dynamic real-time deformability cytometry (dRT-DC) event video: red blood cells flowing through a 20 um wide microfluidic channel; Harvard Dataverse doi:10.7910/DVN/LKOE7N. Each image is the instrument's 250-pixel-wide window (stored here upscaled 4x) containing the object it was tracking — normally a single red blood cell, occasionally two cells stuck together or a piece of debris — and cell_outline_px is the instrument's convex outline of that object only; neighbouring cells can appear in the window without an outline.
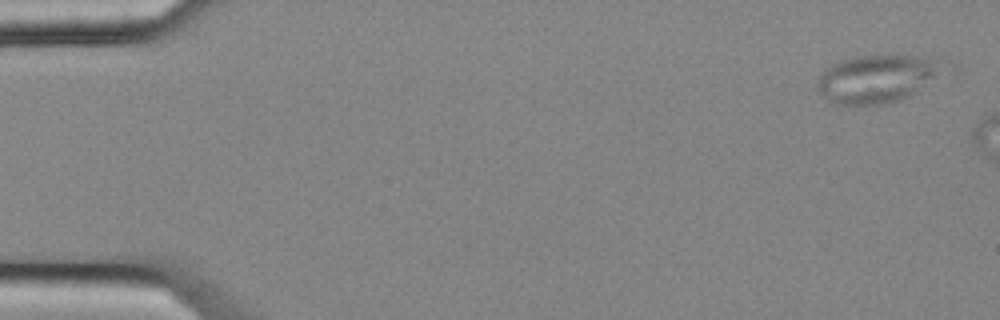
{"species": "common noctule bat (a hibernating species)", "species_latin": "Nyctalus noctula", "temperature_condition": "cold", "stored_images_in_passage": 4, "camera_frame_rate_fps": 3000, "um_per_image_px": 0.085, "animal": {"sex": "female", "body_mass_g": 25.1}, "frame": {"image": 1, "passage_image": 1, "time_ms": 0.0, "image_size_px": [1000, 320], "cell_outline_px": [[932, 76], [912, 96], [900, 100], [884, 104], [836, 104], [828, 100], [820, 92], [816, 84], [816, 80], [824, 68], [840, 60], [860, 56], [924, 56], [932, 60]], "centroid_in_image_um": [74.29, 6.73], "position_along_channel_um": 10.7, "area_um2": 33.47}}